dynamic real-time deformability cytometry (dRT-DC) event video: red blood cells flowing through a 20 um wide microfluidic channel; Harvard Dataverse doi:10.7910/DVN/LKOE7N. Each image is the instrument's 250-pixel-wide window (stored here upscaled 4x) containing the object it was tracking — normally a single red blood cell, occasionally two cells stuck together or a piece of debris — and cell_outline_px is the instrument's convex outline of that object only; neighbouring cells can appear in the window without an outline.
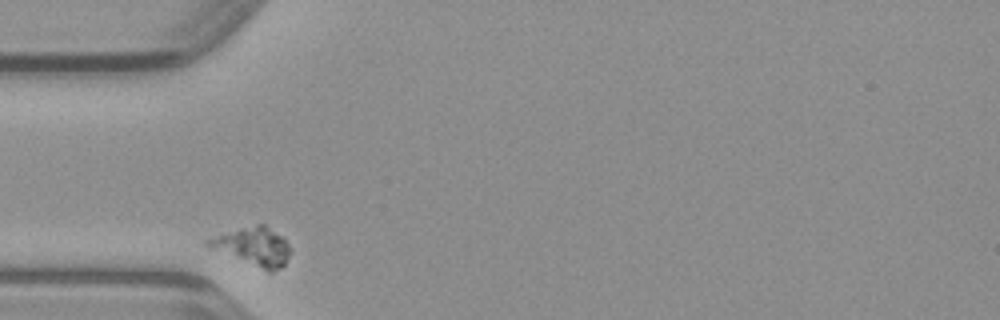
{"species": "common noctule bat (a hibernating species)", "species_latin": "Nyctalus noctula", "temperature_condition": "warm", "stored_images_in_passage": 28, "camera_frame_rate_fps": 3000, "um_per_image_px": 0.085, "animal": {"sex": "male", "body_mass_g": 23.1, "forearm_length_mm": 52.7}, "frame": {"image": 1, "passage_image": 2, "time_ms": 0.333, "image_size_px": [1000, 320], "cell_outline_px": [[292, 252], [284, 264], [280, 268], [272, 272], [268, 272], [208, 248], [204, 244], [204, 240], [240, 228], [256, 224], [264, 224], [280, 236], [288, 244]], "centroid_in_image_um": [21.5, 20.98], "position_along_channel_um": 63.5, "area_um2": 18.32}}
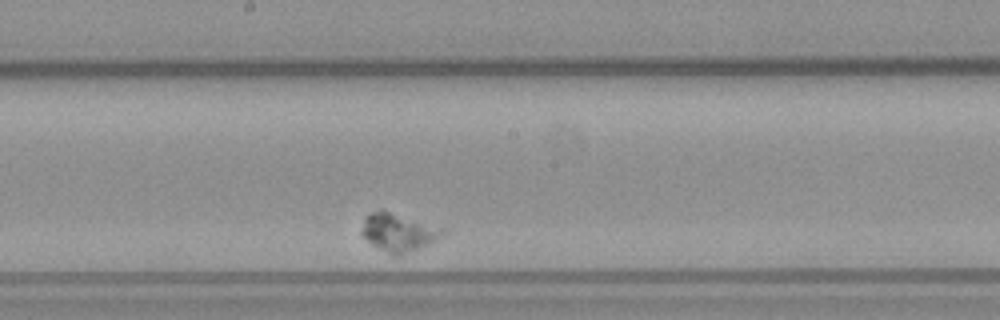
{"frame": {"image": 2, "passage_image": 15, "time_ms": 4.667, "image_size_px": [1000, 320], "cell_outline_px": [[444, 232], [440, 236], [400, 256], [392, 256], [372, 244], [360, 232], [364, 220], [372, 212], [380, 208], [444, 228]], "centroid_in_image_um": [33.81, 19.72], "position_along_channel_um": 214.4, "area_um2": 17.46}}
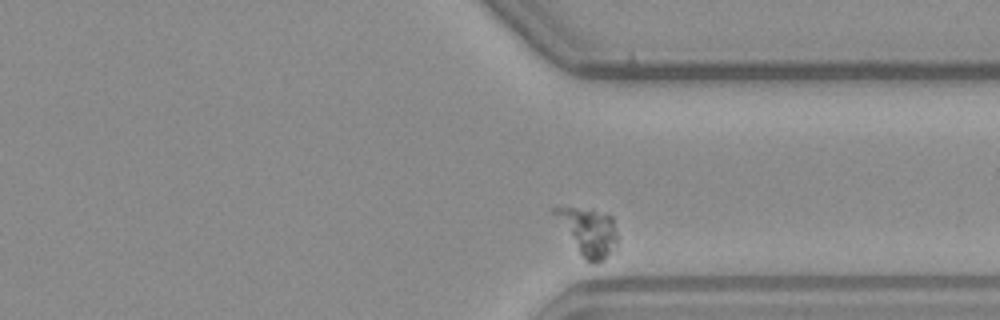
{"frame": {"image": 3, "passage_image": 27, "time_ms": 8.667, "image_size_px": [1000, 320], "cell_outline_px": [[616, 248], [600, 260], [588, 260], [580, 252], [552, 212], [552, 208], [576, 208], [608, 212], [612, 216], [616, 228]], "centroid_in_image_um": [50.05, 19.62], "position_along_channel_um": 361.3, "area_um2": 16.42}}